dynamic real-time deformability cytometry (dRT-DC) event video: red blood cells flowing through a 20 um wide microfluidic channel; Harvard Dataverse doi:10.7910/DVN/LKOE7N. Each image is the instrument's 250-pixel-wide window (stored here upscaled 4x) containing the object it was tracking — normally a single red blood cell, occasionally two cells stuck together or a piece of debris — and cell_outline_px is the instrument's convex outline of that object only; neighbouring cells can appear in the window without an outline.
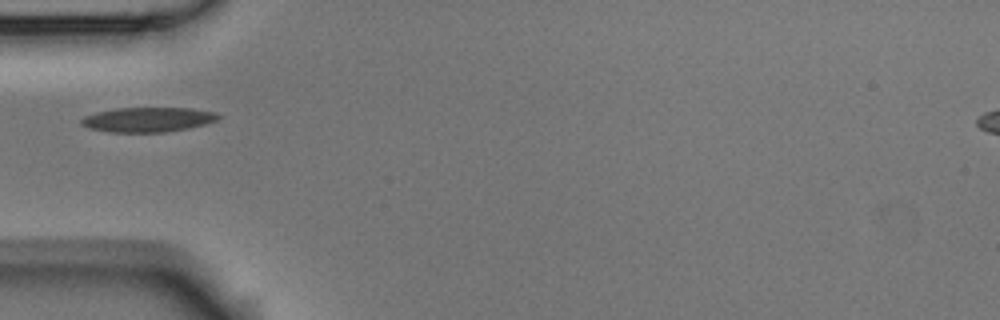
{"species": "Egyptian fruit bat (a non-hibernating species)", "species_latin": "Rousettus aegyptiacus", "temperature_condition": "room temperature", "stored_images_in_passage": 8, "camera_frame_rate_fps": 3000, "um_per_image_px": 0.085, "animal": {"sex": "male"}, "frame": {"image": 1, "passage_image": 5, "time_ms": 1.333, "image_size_px": [1000, 320], "cell_outline_px": [[220, 116], [216, 120], [204, 124], [188, 128], [164, 132], [108, 132], [88, 128], [80, 124], [80, 120], [84, 116], [96, 112], [116, 108], [192, 108], [216, 112]], "centroid_in_image_um": [12.53, 10.16], "position_along_channel_um": 72.5, "area_um2": 19.71}}
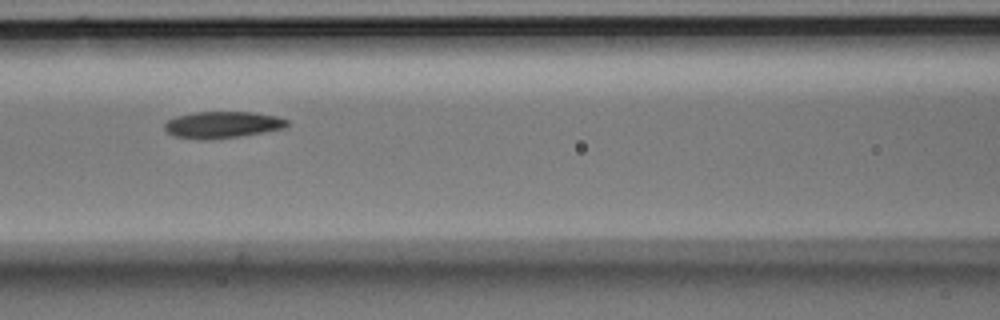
{"frame": {"image": 2, "passage_image": 7, "time_ms": 2.0, "image_size_px": [1000, 320], "cell_outline_px": [[288, 124], [284, 128], [264, 132], [240, 136], [204, 140], [200, 140], [172, 136], [164, 128], [164, 124], [168, 120], [176, 116], [196, 112], [252, 112], [276, 116], [288, 120]], "centroid_in_image_um": [18.88, 10.61], "position_along_channel_um": 147.7, "area_um2": 19.02}}
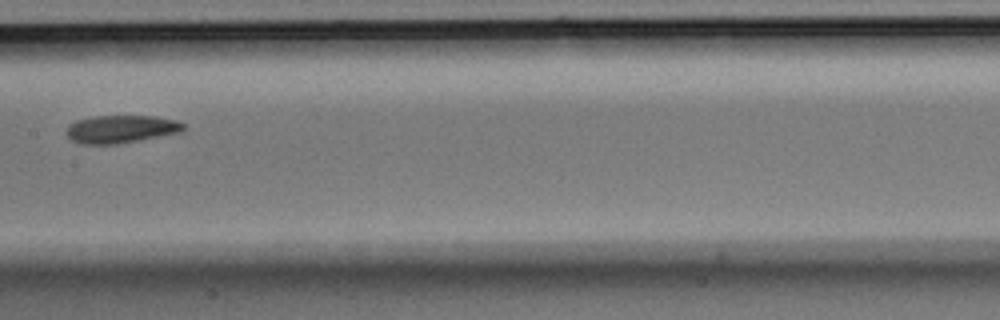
{"frame": {"image": 3, "passage_image": 8, "time_ms": 2.333, "image_size_px": [1000, 320], "cell_outline_px": [[184, 128], [180, 132], [116, 144], [80, 144], [72, 140], [68, 136], [68, 124], [76, 120], [96, 116], [156, 116], [176, 120], [184, 124]], "centroid_in_image_um": [10.27, 10.96], "position_along_channel_um": 197.1, "area_um2": 18.73}}